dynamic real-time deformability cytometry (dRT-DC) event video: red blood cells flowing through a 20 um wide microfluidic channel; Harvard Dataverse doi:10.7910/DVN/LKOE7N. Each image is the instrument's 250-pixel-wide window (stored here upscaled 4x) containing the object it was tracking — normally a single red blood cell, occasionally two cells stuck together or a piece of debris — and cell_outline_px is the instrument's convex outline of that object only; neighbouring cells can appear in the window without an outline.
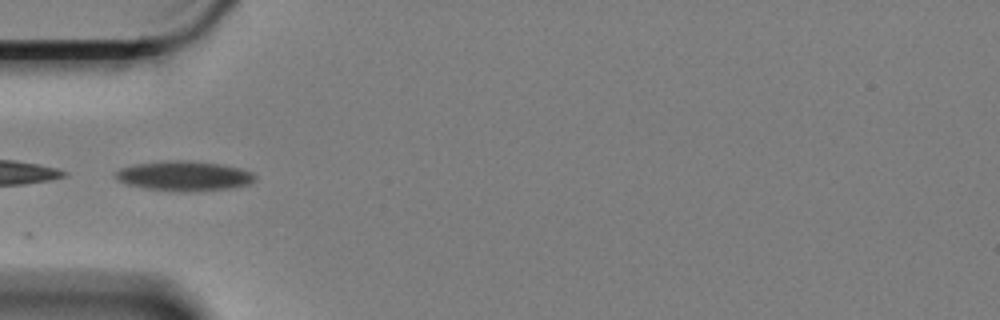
{"species": "Egyptian fruit bat (a non-hibernating species)", "species_latin": "Rousettus aegyptiacus", "temperature_condition": "cold", "stored_images_in_passage": 9, "camera_frame_rate_fps": 3000, "um_per_image_px": 0.085, "animal": {"sex": "female"}, "frame": {"image": 1, "passage_image": 6, "time_ms": 1.667, "image_size_px": [1000, 320], "cell_outline_px": [[256, 180], [248, 184], [228, 188], [200, 192], [176, 192], [140, 188], [116, 180], [116, 172], [120, 168], [136, 164], [176, 160], [184, 160], [220, 164], [240, 168], [252, 172], [256, 176]], "centroid_in_image_um": [15.65, 14.98], "position_along_channel_um": 69.3, "area_um2": 24.39}}
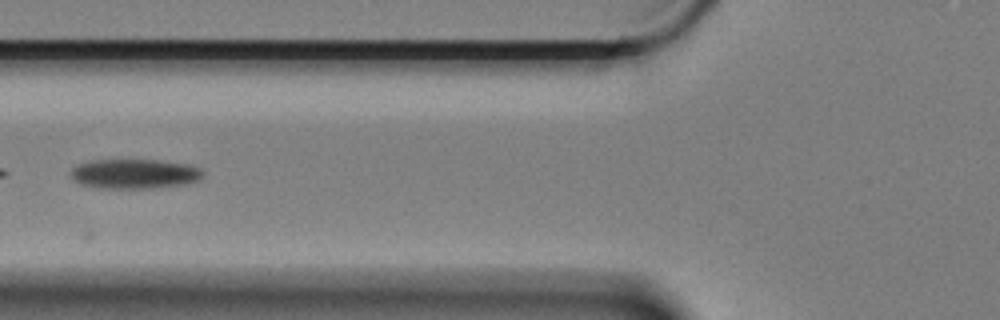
{"frame": {"image": 2, "passage_image": 7, "time_ms": 2.0, "image_size_px": [1000, 320], "cell_outline_px": [[204, 172], [196, 180], [184, 184], [152, 188], [100, 188], [80, 184], [72, 180], [68, 172], [76, 164], [88, 160], [156, 160], [192, 164], [200, 168]], "centroid_in_image_um": [11.36, 14.76], "position_along_channel_um": 114.4, "area_um2": 23.06}}
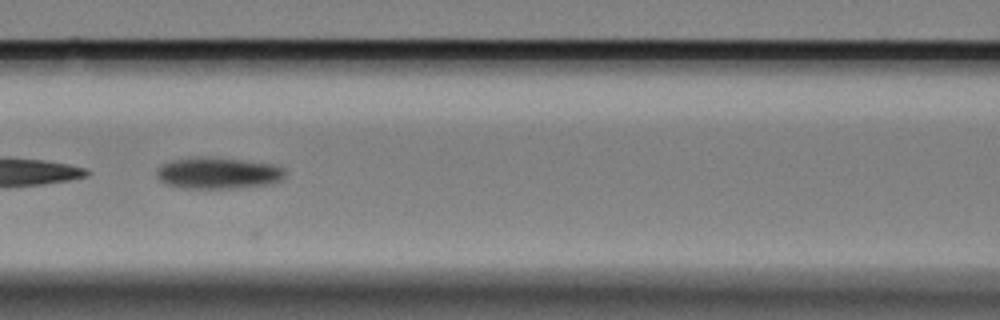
{"frame": {"image": 3, "passage_image": 8, "time_ms": 2.333, "image_size_px": [1000, 320], "cell_outline_px": [[288, 172], [284, 180], [272, 184], [240, 188], [180, 188], [164, 184], [156, 176], [156, 168], [172, 160], [240, 160], [272, 164], [284, 168]], "centroid_in_image_um": [18.62, 14.78], "position_along_channel_um": 148.0, "area_um2": 22.95}}